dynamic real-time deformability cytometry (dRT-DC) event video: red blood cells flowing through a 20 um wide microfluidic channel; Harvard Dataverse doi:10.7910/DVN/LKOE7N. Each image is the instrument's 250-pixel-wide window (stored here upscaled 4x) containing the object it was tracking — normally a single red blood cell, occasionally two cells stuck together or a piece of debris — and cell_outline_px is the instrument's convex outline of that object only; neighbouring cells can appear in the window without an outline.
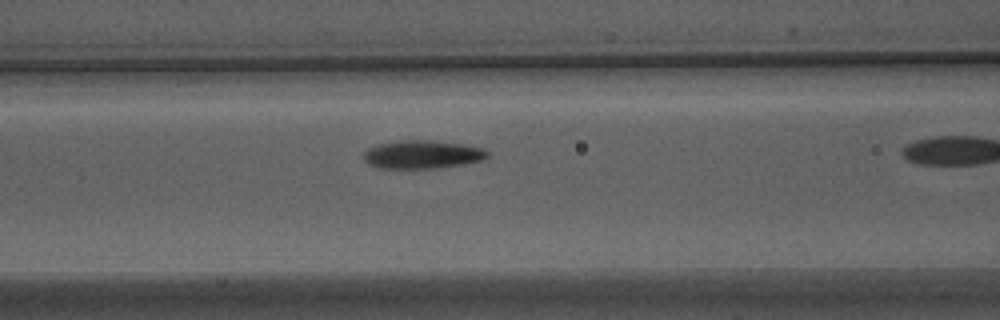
{"species": "Egyptian fruit bat (a non-hibernating species)", "species_latin": "Rousettus aegyptiacus", "temperature_condition": "warm", "stored_images_in_passage": 36, "camera_frame_rate_fps": 3000, "um_per_image_px": 0.085, "animal": {"sex": "male"}, "frame": {"image": 1, "passage_image": 16, "time_ms": 5.0, "image_size_px": [1000, 320], "cell_outline_px": [[488, 156], [480, 160], [464, 164], [436, 168], [380, 168], [368, 164], [364, 160], [364, 152], [368, 148], [376, 144], [400, 140], [432, 140], [460, 144], [484, 148], [488, 152]], "centroid_in_image_um": [35.86, 13.12], "position_along_channel_um": 130.7, "area_um2": 20.35}}
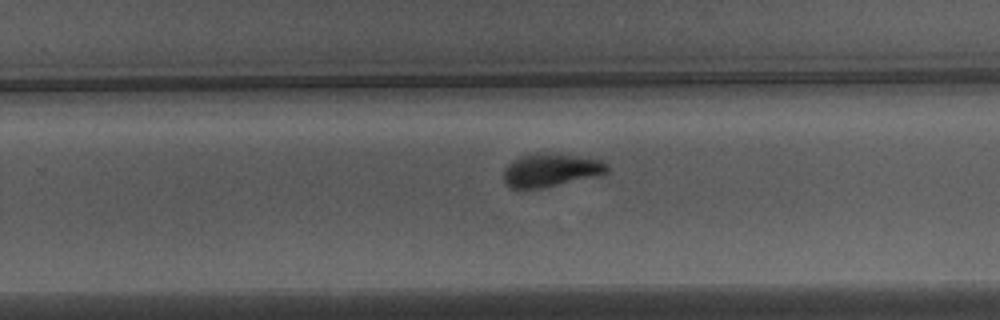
{"frame": {"image": 2, "passage_image": 28, "time_ms": 9.0, "image_size_px": [1000, 320], "cell_outline_px": [[608, 172], [544, 188], [512, 188], [504, 180], [504, 168], [512, 160], [520, 156], [536, 152], [576, 156], [600, 160], [608, 164]], "centroid_in_image_um": [46.77, 14.45], "position_along_channel_um": 283.0, "area_um2": 19.65}}
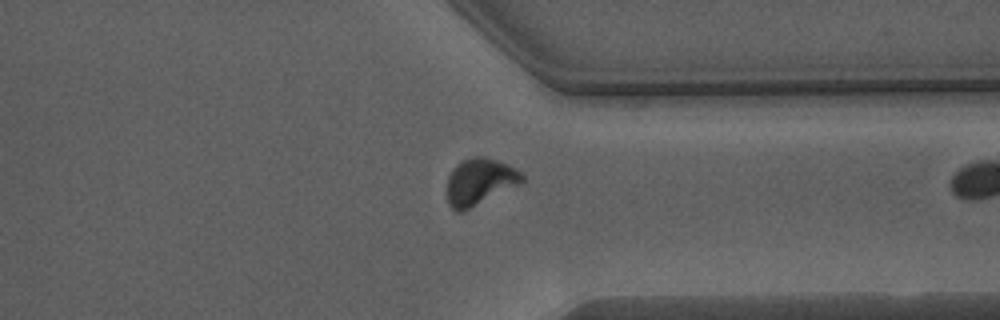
{"frame": {"image": 3, "passage_image": 35, "time_ms": 11.333, "image_size_px": [1000, 320], "cell_outline_px": [[524, 180], [520, 184], [464, 212], [456, 212], [448, 204], [448, 176], [456, 164], [460, 160], [472, 156], [484, 156], [508, 164], [516, 168], [524, 176]], "centroid_in_image_um": [40.77, 15.44], "position_along_channel_um": 370.6, "area_um2": 20.63}}